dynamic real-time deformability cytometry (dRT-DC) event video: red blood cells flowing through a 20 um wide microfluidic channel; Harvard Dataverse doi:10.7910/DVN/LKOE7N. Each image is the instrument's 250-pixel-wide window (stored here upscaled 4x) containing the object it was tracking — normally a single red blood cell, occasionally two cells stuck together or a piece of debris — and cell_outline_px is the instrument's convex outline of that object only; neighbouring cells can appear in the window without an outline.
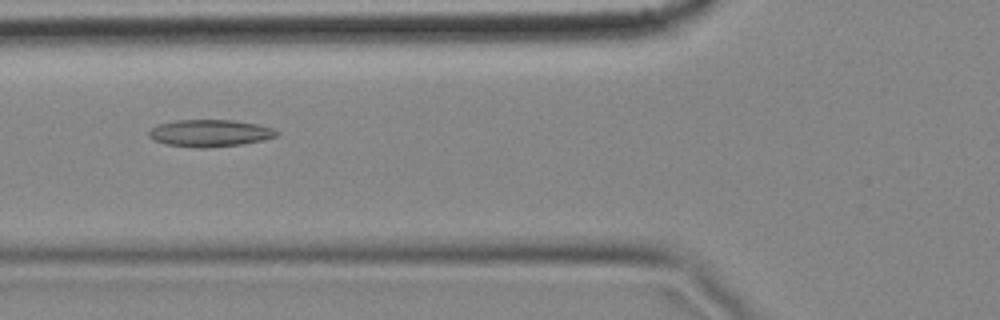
{"species": "common noctule bat (a hibernating species)", "species_latin": "Nyctalus noctula", "temperature_condition": "cold", "stored_images_in_passage": 8, "camera_frame_rate_fps": 3000, "um_per_image_px": 0.085, "animal": {"sex": "female", "body_mass_g": 18.4}, "frame": {"image": 1, "passage_image": 6, "time_ms": 1.667, "image_size_px": [1000, 320], "cell_outline_px": [[280, 136], [264, 140], [244, 144], [204, 148], [196, 148], [164, 144], [152, 140], [148, 136], [148, 132], [156, 124], [176, 120], [232, 120], [260, 124], [272, 128], [280, 132]], "centroid_in_image_um": [17.85, 11.32], "position_along_channel_um": 107.9, "area_um2": 20.58}}
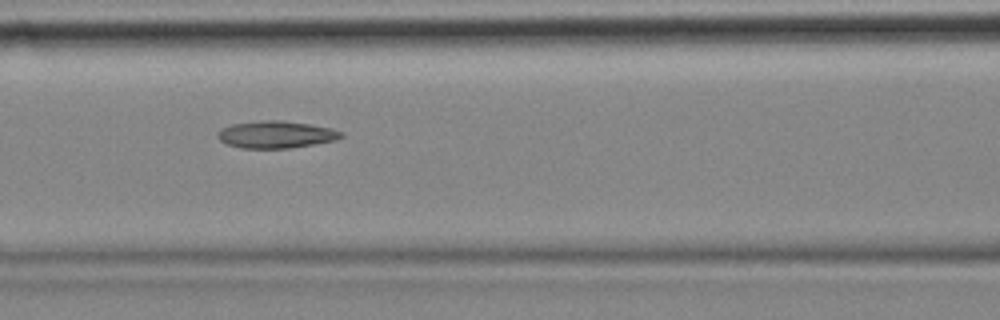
{"frame": {"image": 2, "passage_image": 7, "time_ms": 2.0, "image_size_px": [1000, 320], "cell_outline_px": [[344, 136], [336, 140], [292, 148], [240, 148], [228, 144], [220, 140], [216, 136], [216, 132], [220, 128], [232, 124], [264, 120], [280, 120], [308, 124], [332, 128], [344, 132]], "centroid_in_image_um": [23.46, 11.43], "position_along_channel_um": 143.1, "area_um2": 19.65}}